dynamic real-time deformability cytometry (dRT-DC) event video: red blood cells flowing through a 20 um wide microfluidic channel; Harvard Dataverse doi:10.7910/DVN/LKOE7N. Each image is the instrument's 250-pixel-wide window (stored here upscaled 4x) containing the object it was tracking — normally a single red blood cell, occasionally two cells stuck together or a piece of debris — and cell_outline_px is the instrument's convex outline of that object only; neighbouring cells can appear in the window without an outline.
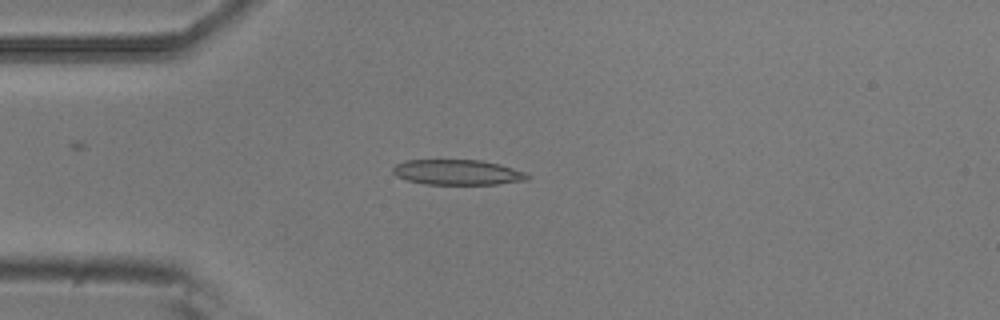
{"species": "common noctule bat (a hibernating species)", "species_latin": "Nyctalus noctula", "temperature_condition": "room temperature", "stored_images_in_passage": 5, "camera_frame_rate_fps": 3000, "um_per_image_px": 0.085, "animal": {"sex": "male", "body_mass_g": 20.5, "forearm_length_mm": 52.5}, "frame": {"image": 1, "passage_image": 4, "time_ms": 1.0, "image_size_px": [1000, 320], "cell_outline_px": [[532, 176], [528, 180], [496, 184], [424, 184], [408, 180], [396, 176], [392, 172], [392, 168], [396, 164], [404, 160], [480, 160], [500, 164], [528, 172]], "centroid_in_image_um": [38.93, 14.64], "position_along_channel_um": 46.1, "area_um2": 20.0}}